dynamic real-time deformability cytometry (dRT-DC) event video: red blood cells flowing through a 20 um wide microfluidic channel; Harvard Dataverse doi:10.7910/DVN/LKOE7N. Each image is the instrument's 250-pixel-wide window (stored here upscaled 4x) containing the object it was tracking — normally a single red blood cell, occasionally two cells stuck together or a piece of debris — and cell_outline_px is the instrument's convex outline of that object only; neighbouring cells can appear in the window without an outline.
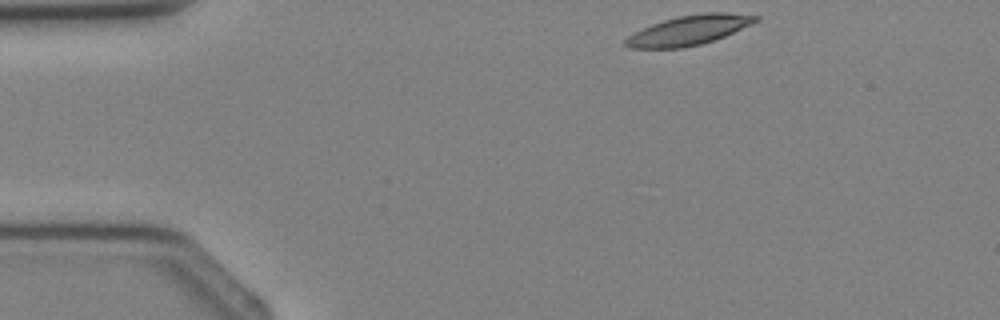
{"species": "Egyptian fruit bat (a non-hibernating species)", "species_latin": "Rousettus aegyptiacus", "temperature_condition": "cold", "stored_images_in_passage": 3, "segment_of_instrument_passage": [2, 2], "camera_frame_rate_fps": 3000, "um_per_image_px": 0.085, "animal": {"sex": "female"}, "frame": {"image": 1, "passage_image": 3, "time_ms": 3.333, "image_size_px": [1000, 320], "cell_outline_px": [[760, 20], [724, 36], [700, 44], [680, 48], [628, 48], [620, 44], [628, 36], [652, 24], [664, 20], [680, 16], [704, 12], [728, 12], [760, 16]], "centroid_in_image_um": [58.54, 2.56], "position_along_channel_um": 26.5, "area_um2": 22.31}}